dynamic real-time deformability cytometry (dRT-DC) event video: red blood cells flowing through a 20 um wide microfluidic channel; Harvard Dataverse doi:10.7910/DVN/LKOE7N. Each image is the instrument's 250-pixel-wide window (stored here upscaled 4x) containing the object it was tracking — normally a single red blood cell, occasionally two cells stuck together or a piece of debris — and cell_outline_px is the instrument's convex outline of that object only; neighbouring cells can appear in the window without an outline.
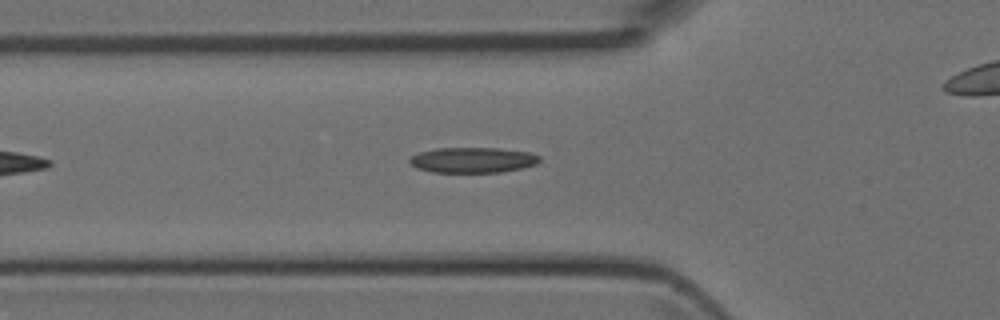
{"species": "Egyptian fruit bat (a non-hibernating species)", "species_latin": "Rousettus aegyptiacus", "temperature_condition": "room temperature", "stored_images_in_passage": 14, "camera_frame_rate_fps": 3000, "um_per_image_px": 0.085, "animal": {"sex": "female"}, "frame": {"image": 1, "passage_image": 7, "time_ms": 2.0, "image_size_px": [1000, 320], "cell_outline_px": [[540, 160], [536, 164], [520, 168], [500, 172], [432, 172], [416, 168], [408, 160], [408, 156], [420, 152], [436, 148], [500, 148], [528, 152], [540, 156]], "centroid_in_image_um": [40.14, 13.59], "position_along_channel_um": 85.7, "area_um2": 19.25}}
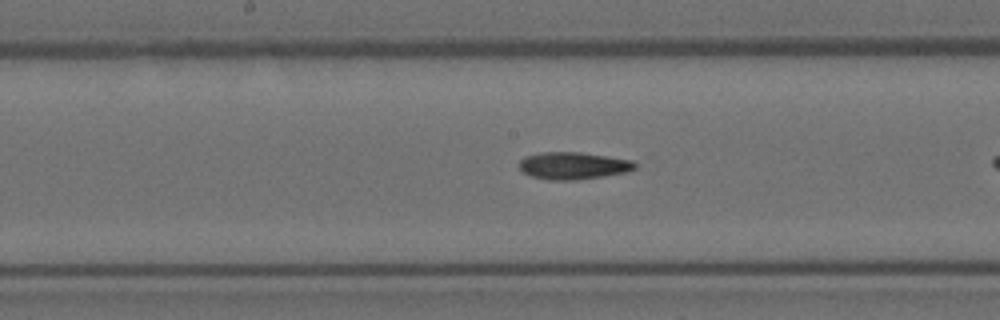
{"frame": {"image": 2, "passage_image": 12, "time_ms": 3.667, "image_size_px": [1000, 320], "cell_outline_px": [[636, 168], [628, 172], [604, 176], [576, 180], [548, 180], [532, 176], [524, 172], [520, 168], [520, 160], [524, 156], [544, 152], [580, 152], [608, 156], [632, 160], [636, 164]], "centroid_in_image_um": [48.75, 14.08], "position_along_channel_um": 199.4, "area_um2": 18.38}}